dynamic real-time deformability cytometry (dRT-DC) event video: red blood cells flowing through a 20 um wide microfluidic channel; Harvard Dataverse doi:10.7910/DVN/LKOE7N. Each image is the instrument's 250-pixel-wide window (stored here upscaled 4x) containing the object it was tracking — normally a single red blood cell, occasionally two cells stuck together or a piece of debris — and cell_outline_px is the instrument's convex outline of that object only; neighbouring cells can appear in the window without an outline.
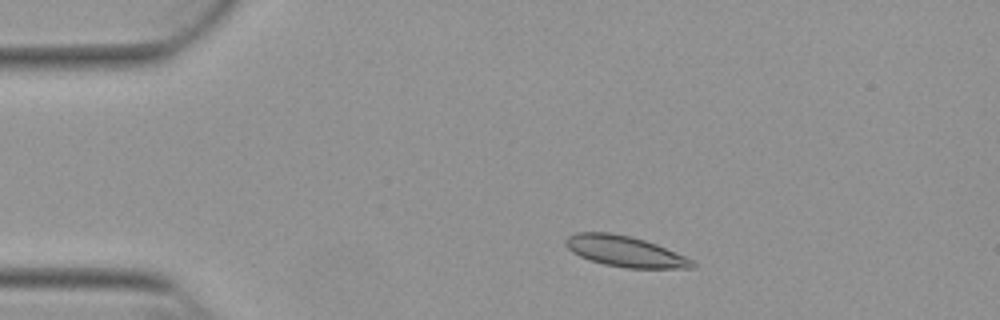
{"species": "Egyptian fruit bat (a non-hibernating species)", "species_latin": "Rousettus aegyptiacus", "temperature_condition": "warm", "stored_images_in_passage": 47, "camera_frame_rate_fps": 3000, "um_per_image_px": 0.085, "animal": {"sex": "female"}, "frame": {"image": 1, "passage_image": 4, "time_ms": 1.0, "image_size_px": [1000, 320], "cell_outline_px": [[696, 264], [692, 268], [628, 268], [604, 264], [580, 256], [572, 252], [564, 244], [564, 240], [568, 236], [576, 232], [608, 232], [628, 236], [644, 240], [656, 244], [684, 256], [692, 260]], "centroid_in_image_um": [53.09, 21.36], "position_along_channel_um": 31.9, "area_um2": 22.43}}
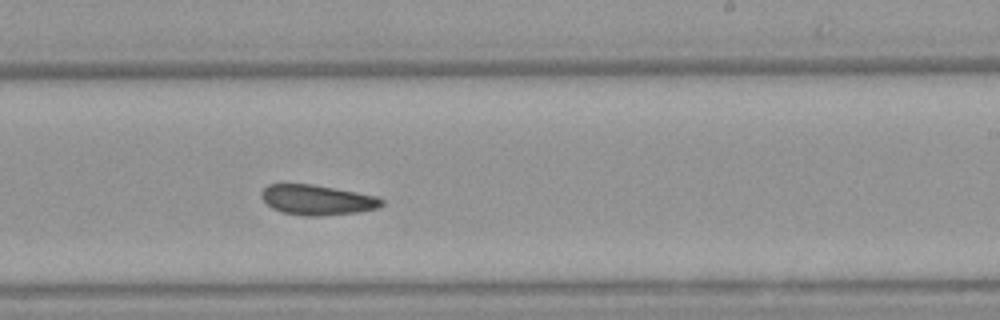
{"frame": {"image": 2, "passage_image": 26, "time_ms": 8.333, "image_size_px": [1000, 320], "cell_outline_px": [[384, 204], [376, 208], [356, 212], [320, 216], [304, 216], [284, 212], [272, 208], [260, 196], [260, 192], [268, 184], [312, 184], [356, 192], [376, 196], [384, 200]], "centroid_in_image_um": [26.94, 16.99], "position_along_channel_um": 262.1, "area_um2": 20.92}}
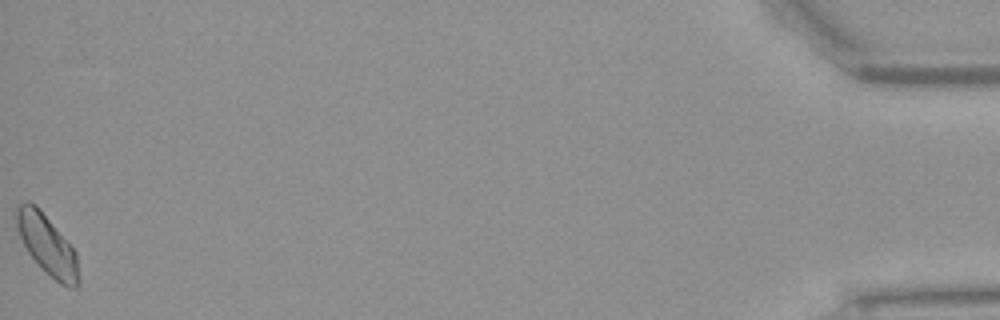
{"frame": {"image": 3, "passage_image": 47, "time_ms": 15.333, "image_size_px": [1000, 320], "cell_outline_px": [[80, 284], [76, 288], [68, 288], [60, 284], [28, 252], [16, 228], [16, 208], [20, 204], [28, 200], [36, 204], [76, 252], [80, 280]], "centroid_in_image_um": [4.03, 20.8], "position_along_channel_um": 431.2, "area_um2": 21.33}, "authors_computed_cell_mechanics": {"area_um2": 21.1548, "velocity_mm_per_s": 3.8473, "shape_relaxation_time_tau1_ms": 3.8989, "shape_relaxation_time_tau2_ms": 3.0709, "deformation_change_tau1": 0.1111, "deformation_change_tau2": 0.0993}}